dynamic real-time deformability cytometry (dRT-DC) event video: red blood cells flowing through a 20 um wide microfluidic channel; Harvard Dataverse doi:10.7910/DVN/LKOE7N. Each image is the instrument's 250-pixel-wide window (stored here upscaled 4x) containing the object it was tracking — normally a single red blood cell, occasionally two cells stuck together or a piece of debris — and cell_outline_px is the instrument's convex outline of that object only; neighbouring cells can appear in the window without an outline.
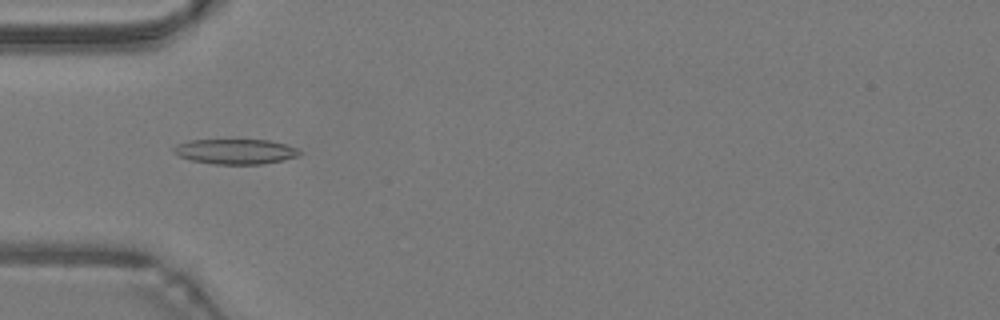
{"species": "common noctule bat (a hibernating species)", "species_latin": "Nyctalus noctula", "temperature_condition": "warm", "stored_images_in_passage": 37, "camera_frame_rate_fps": 3000, "um_per_image_px": 0.085, "animal": {"sex": "male", "body_mass_g": 19.2, "forearm_length_mm": 51.8}, "frame": {"image": 1, "passage_image": 4, "time_ms": 1.0, "image_size_px": [1000, 320], "cell_outline_px": [[300, 156], [284, 160], [264, 164], [212, 164], [192, 160], [180, 156], [172, 152], [172, 148], [176, 144], [188, 140], [268, 140], [284, 144], [296, 148], [300, 152]], "centroid_in_image_um": [19.99, 12.88], "position_along_channel_um": 65.0, "area_um2": 18.44}}
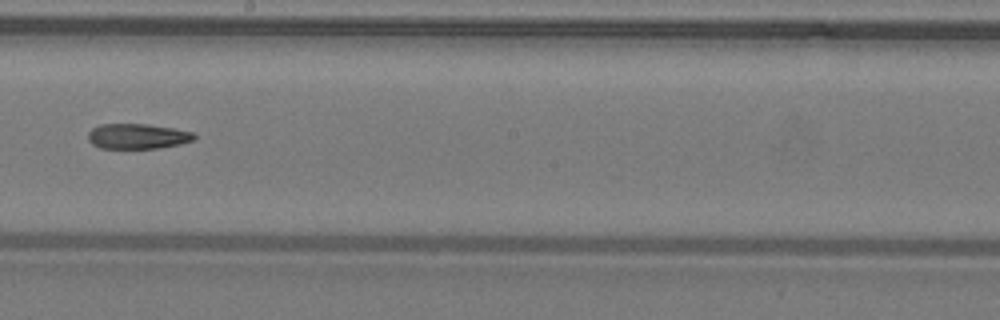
{"frame": {"image": 2, "passage_image": 16, "time_ms": 5.0, "image_size_px": [1000, 320], "cell_outline_px": [[196, 140], [180, 144], [156, 148], [100, 148], [92, 144], [88, 140], [88, 132], [92, 128], [100, 124], [148, 124], [172, 128], [192, 132], [196, 136]], "centroid_in_image_um": [11.68, 11.58], "position_along_channel_um": 236.5, "area_um2": 15.61}}
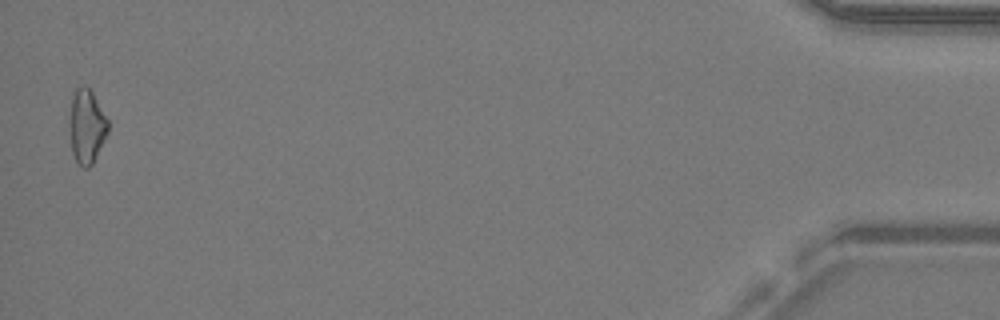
{"frame": {"image": 3, "passage_image": 36, "time_ms": 11.667, "image_size_px": [1000, 320], "cell_outline_px": [[108, 132], [92, 164], [88, 168], [84, 168], [76, 160], [72, 152], [68, 128], [68, 120], [72, 96], [76, 88], [84, 84], [92, 92], [108, 120]], "centroid_in_image_um": [7.33, 10.72], "position_along_channel_um": 427.9, "area_um2": 16.7}}